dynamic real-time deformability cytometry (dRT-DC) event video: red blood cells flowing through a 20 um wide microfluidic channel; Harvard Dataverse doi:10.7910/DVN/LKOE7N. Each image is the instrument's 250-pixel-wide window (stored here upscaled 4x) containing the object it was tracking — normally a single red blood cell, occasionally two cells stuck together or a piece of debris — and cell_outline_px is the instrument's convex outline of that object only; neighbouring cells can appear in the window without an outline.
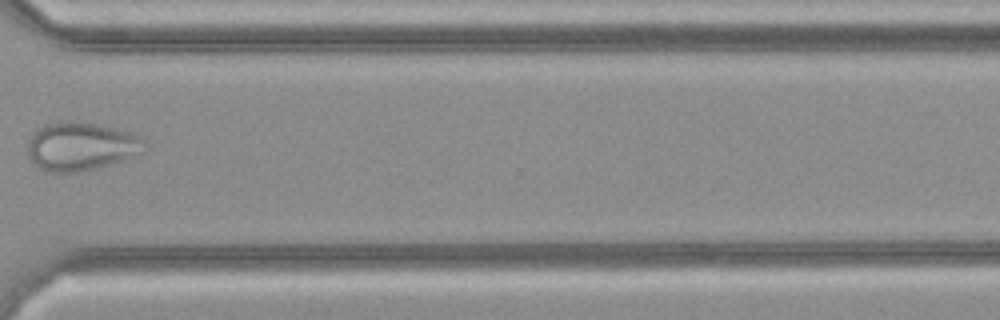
{"species": "common noctule bat (a hibernating species)", "species_latin": "Nyctalus noctula", "temperature_condition": "cold", "stored_images_in_passage": 24, "camera_frame_rate_fps": 3000, "um_per_image_px": 0.085, "animal": {"sex": "female", "body_mass_g": 21.9}, "frame": {"image": 1, "passage_image": 17, "time_ms": 5.333, "image_size_px": [1000, 320], "cell_outline_px": [[148, 148], [144, 152], [96, 168], [80, 172], [52, 172], [40, 168], [28, 160], [28, 144], [32, 136], [44, 124], [60, 120], [68, 120], [96, 124], [136, 132], [148, 144]], "centroid_in_image_um": [6.92, 12.42], "position_along_channel_um": 363.7, "area_um2": 33.23}}